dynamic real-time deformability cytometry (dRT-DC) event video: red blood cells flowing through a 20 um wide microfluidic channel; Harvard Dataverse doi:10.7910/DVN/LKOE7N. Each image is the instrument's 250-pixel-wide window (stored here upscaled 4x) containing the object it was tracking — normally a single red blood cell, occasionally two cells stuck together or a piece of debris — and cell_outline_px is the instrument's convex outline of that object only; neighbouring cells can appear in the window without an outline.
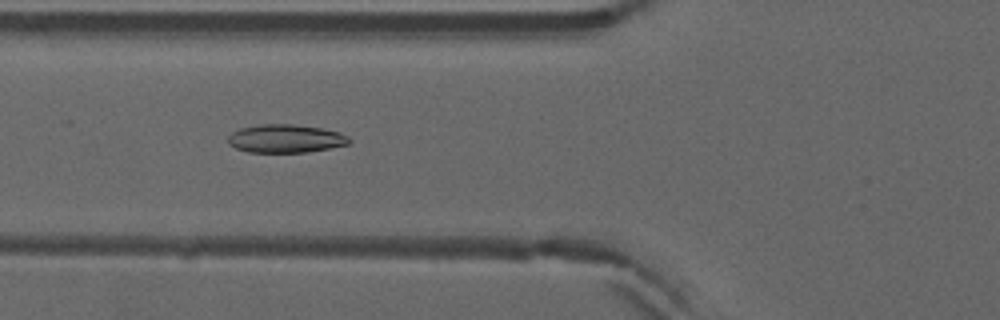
{"species": "common noctule bat (a hibernating species)", "species_latin": "Nyctalus noctula", "temperature_condition": "warm", "stored_images_in_passage": 32, "camera_frame_rate_fps": 3000, "um_per_image_px": 0.085, "animal": {"sex": "male", "forearm_length_mm": 52.5}, "frame": {"image": 1, "passage_image": 5, "time_ms": 1.333, "image_size_px": [1000, 320], "cell_outline_px": [[352, 140], [348, 144], [308, 152], [248, 152], [236, 148], [228, 144], [228, 136], [232, 132], [240, 128], [260, 124], [292, 124], [320, 128], [340, 132], [348, 136]], "centroid_in_image_um": [24.26, 11.78], "position_along_channel_um": 101.5, "area_um2": 19.94}}
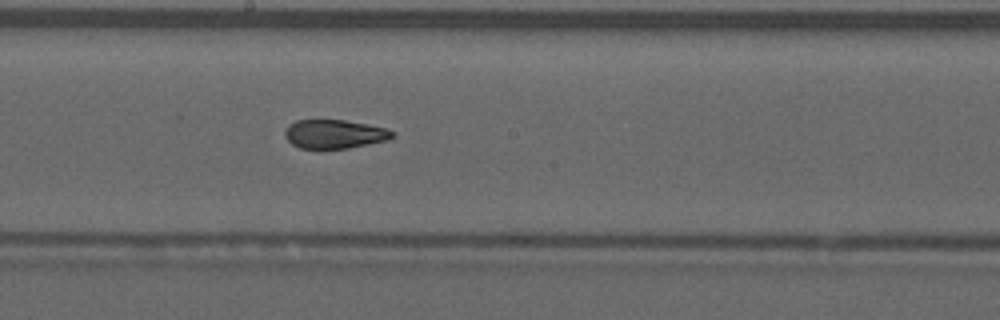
{"frame": {"image": 2, "passage_image": 14, "time_ms": 4.333, "image_size_px": [1000, 320], "cell_outline_px": [[396, 136], [388, 140], [348, 148], [300, 148], [292, 144], [284, 136], [284, 132], [288, 124], [296, 120], [344, 120], [384, 128], [396, 132]], "centroid_in_image_um": [28.42, 11.39], "position_along_channel_um": 219.8, "area_um2": 17.98}}
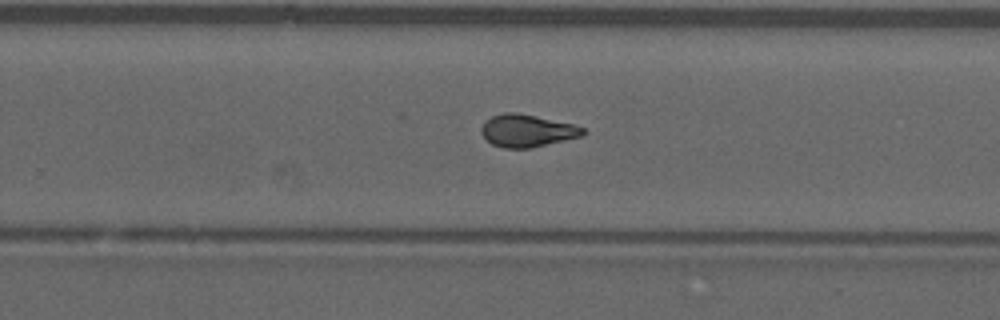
{"frame": {"image": 3, "passage_image": 19, "time_ms": 6.0, "image_size_px": [1000, 320], "cell_outline_px": [[584, 136], [532, 148], [504, 148], [492, 144], [480, 132], [480, 128], [484, 120], [492, 116], [504, 112], [516, 112], [536, 116], [572, 124], [584, 128]], "centroid_in_image_um": [44.78, 11.11], "position_along_channel_um": 285.0, "area_um2": 19.31}, "authors_computed_cell_mechanics": {"area_um2": 18.8428, "velocity_mm_per_s": 3.9297, "shape_relaxation_time_tau1_ms": null, "shape_relaxation_time_tau2_ms": 2.2177, "deformation_change_tau1": null, "deformation_change_tau2": 0.0717}}